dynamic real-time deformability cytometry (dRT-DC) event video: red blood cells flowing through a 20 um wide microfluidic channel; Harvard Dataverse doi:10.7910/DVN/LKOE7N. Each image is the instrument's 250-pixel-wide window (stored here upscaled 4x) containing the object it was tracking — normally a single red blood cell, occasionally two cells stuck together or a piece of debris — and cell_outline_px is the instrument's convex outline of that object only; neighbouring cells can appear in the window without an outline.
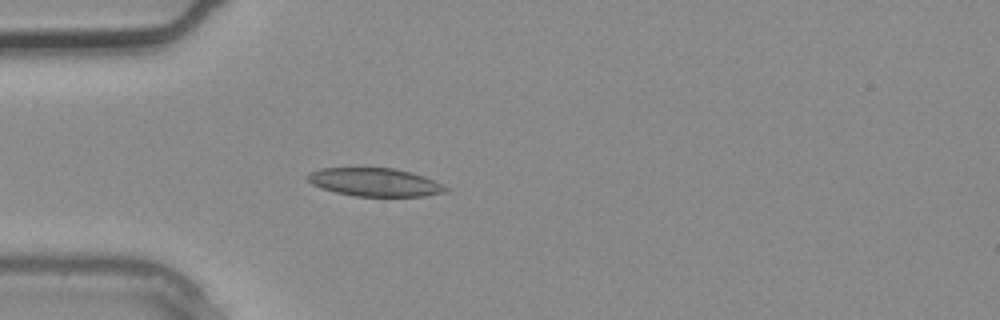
{"species": "common noctule bat (a hibernating species)", "species_latin": "Nyctalus noctula", "temperature_condition": "warm", "stored_images_in_passage": 2, "camera_frame_rate_fps": 3000, "um_per_image_px": 0.085, "animal": {"sex": "male", "body_mass_g": 20.4}, "frame": {"image": 1, "passage_image": 2, "time_ms": 0.333, "image_size_px": [1000, 320], "cell_outline_px": [[452, 188], [448, 192], [424, 196], [356, 196], [336, 192], [320, 188], [312, 184], [304, 176], [308, 172], [320, 168], [392, 168], [412, 172], [424, 176], [444, 184]], "centroid_in_image_um": [31.89, 15.48], "position_along_channel_um": 53.1, "area_um2": 23.0}}